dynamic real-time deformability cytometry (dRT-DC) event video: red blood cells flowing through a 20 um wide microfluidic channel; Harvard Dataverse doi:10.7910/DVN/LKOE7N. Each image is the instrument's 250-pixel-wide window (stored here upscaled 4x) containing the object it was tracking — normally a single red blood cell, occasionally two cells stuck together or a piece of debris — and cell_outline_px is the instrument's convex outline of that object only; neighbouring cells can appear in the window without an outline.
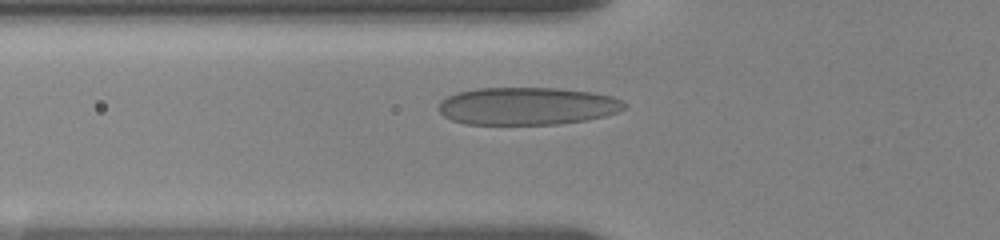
{"species": "human", "species_latin": "Homo sapiens", "temperature_condition": "room temperature", "stored_images_in_passage": 29, "camera_frame_rate_fps": 3000, "um_per_image_px": 0.085, "donor": {"sex": "female"}, "frame": {"image": 1, "passage_image": 4, "time_ms": 1.333, "image_size_px": [1000, 240], "cell_outline_px": [[628, 104], [624, 108], [616, 112], [604, 116], [588, 120], [560, 124], [464, 124], [452, 120], [444, 116], [436, 108], [440, 100], [448, 96], [460, 92], [476, 88], [556, 88], [592, 92], [612, 96]], "centroid_in_image_um": [44.79, 9.02], "position_along_channel_um": 81.0, "area_um2": 40.86}}
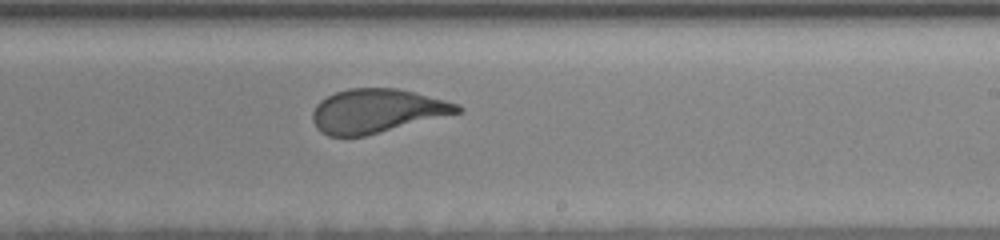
{"frame": {"image": 2, "passage_image": 14, "time_ms": 6.333, "image_size_px": [1000, 240], "cell_outline_px": [[464, 108], [460, 112], [364, 136], [328, 136], [320, 132], [316, 128], [312, 120], [312, 112], [316, 104], [320, 100], [336, 92], [348, 88], [396, 88], [460, 104]], "centroid_in_image_um": [31.98, 9.43], "position_along_channel_um": 257.0, "area_um2": 36.7}}
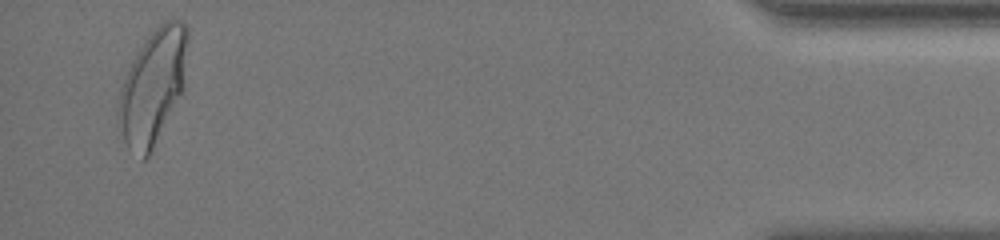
{"frame": {"image": 3, "passage_image": 28, "time_ms": 13.0, "image_size_px": [1000, 240], "cell_outline_px": [[188, 40], [184, 88], [148, 156], [144, 160], [140, 160], [128, 148], [124, 140], [120, 112], [120, 88], [132, 60], [148, 36], [164, 20], [180, 20], [188, 28]], "centroid_in_image_um": [13.04, 7.31], "position_along_channel_um": 422.2, "area_um2": 45.03}, "authors_computed_cell_mechanics": {"area_um2": 38.2058, "velocity_mm_per_s": 3.4948, "shape_relaxation_time_tau1_ms": 5.8989, "shape_relaxation_time_tau2_ms": null, "deformation_change_tau1": 0.196, "deformation_change_tau2": null}}